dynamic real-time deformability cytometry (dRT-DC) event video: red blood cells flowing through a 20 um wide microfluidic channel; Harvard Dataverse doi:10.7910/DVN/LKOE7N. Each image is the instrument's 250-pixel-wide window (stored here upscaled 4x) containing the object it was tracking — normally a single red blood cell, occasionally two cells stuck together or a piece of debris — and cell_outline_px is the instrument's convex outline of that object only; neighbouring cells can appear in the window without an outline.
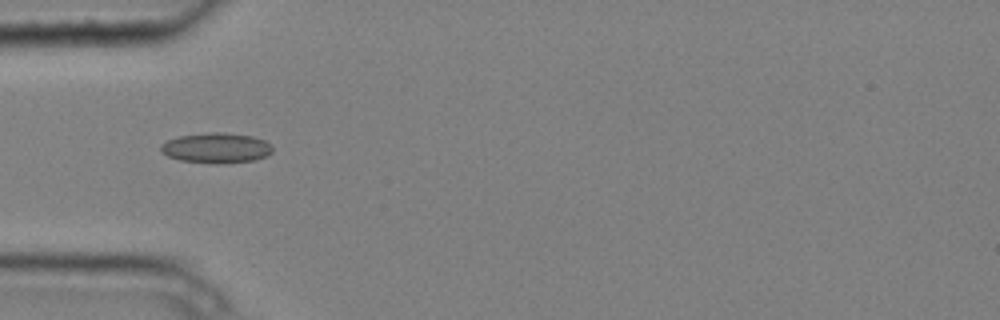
{"species": "common noctule bat (a hibernating species)", "species_latin": "Nyctalus noctula", "temperature_condition": "cold", "stored_images_in_passage": 7, "camera_frame_rate_fps": 3000, "um_per_image_px": 0.085, "animal": {"sex": "male", "body_mass_g": 20.4}, "frame": {"image": 1, "passage_image": 5, "time_ms": 1.333, "image_size_px": [1000, 320], "cell_outline_px": [[272, 152], [264, 156], [252, 160], [180, 160], [168, 156], [160, 152], [160, 144], [168, 140], [180, 136], [208, 132], [224, 132], [252, 136], [264, 140], [272, 144]], "centroid_in_image_um": [18.36, 12.5], "position_along_channel_um": 66.6, "area_um2": 18.61}}
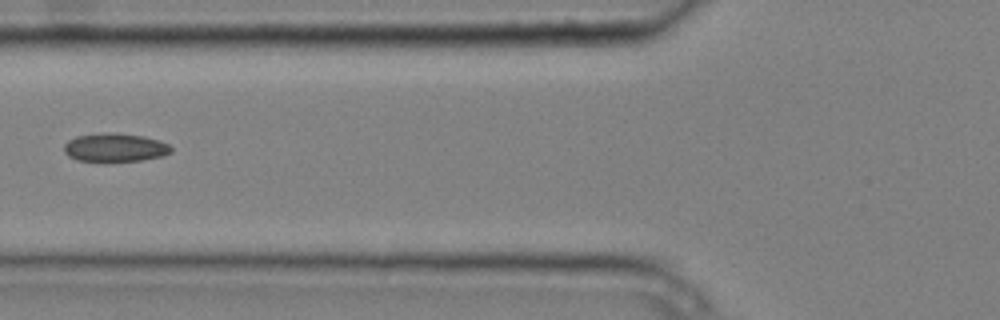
{"frame": {"image": 2, "passage_image": 6, "time_ms": 1.667, "image_size_px": [1000, 320], "cell_outline_px": [[172, 152], [160, 156], [140, 160], [76, 160], [68, 156], [64, 152], [64, 144], [68, 140], [76, 136], [116, 132], [144, 136], [160, 140], [168, 144], [172, 148]], "centroid_in_image_um": [9.78, 12.52], "position_along_channel_um": 116.0, "area_um2": 17.46}}
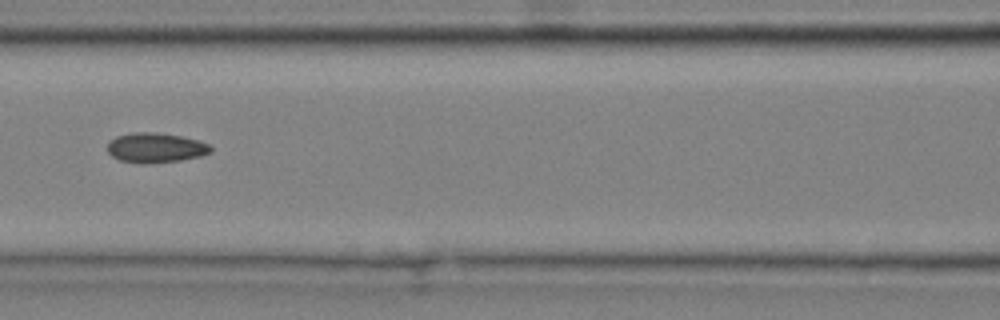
{"frame": {"image": 3, "passage_image": 7, "time_ms": 2.0, "image_size_px": [1000, 320], "cell_outline_px": [[212, 152], [200, 156], [180, 160], [144, 164], [120, 160], [112, 156], [108, 152], [108, 144], [116, 136], [132, 132], [156, 132], [180, 136], [196, 140], [208, 144], [212, 148]], "centroid_in_image_um": [13.22, 12.56], "position_along_channel_um": 153.4, "area_um2": 17.8}}